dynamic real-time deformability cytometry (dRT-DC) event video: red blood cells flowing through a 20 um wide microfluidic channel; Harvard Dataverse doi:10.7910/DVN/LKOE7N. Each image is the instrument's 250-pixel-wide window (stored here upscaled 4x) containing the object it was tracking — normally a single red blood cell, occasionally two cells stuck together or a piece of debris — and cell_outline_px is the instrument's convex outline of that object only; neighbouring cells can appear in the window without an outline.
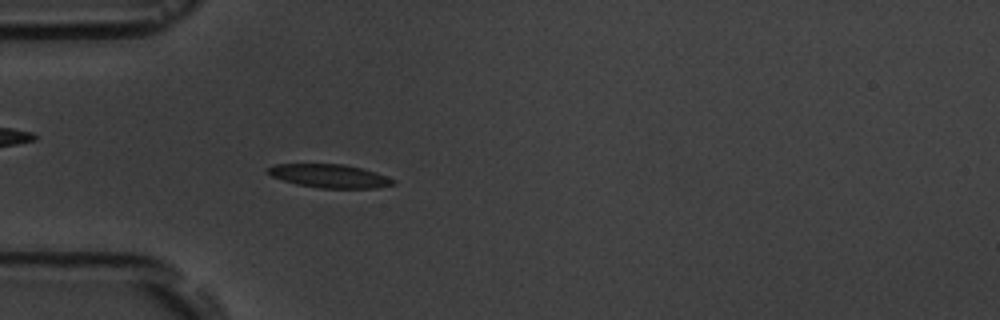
{"species": "common noctule bat (a hibernating species)", "species_latin": "Nyctalus noctula", "temperature_condition": "room temperature", "stored_images_in_passage": 4, "camera_frame_rate_fps": 3000, "um_per_image_px": 0.085, "animal": {"sex": "male", "body_mass_g": 19.5, "forearm_length_mm": 54.6}, "frame": {"image": 1, "passage_image": 4, "time_ms": 3.667, "image_size_px": [1000, 320], "cell_outline_px": [[396, 184], [376, 188], [320, 188], [296, 184], [272, 176], [264, 172], [272, 164], [344, 164], [376, 172], [396, 180]], "centroid_in_image_um": [28.01, 14.96], "position_along_channel_um": 57.0, "area_um2": 17.17}}